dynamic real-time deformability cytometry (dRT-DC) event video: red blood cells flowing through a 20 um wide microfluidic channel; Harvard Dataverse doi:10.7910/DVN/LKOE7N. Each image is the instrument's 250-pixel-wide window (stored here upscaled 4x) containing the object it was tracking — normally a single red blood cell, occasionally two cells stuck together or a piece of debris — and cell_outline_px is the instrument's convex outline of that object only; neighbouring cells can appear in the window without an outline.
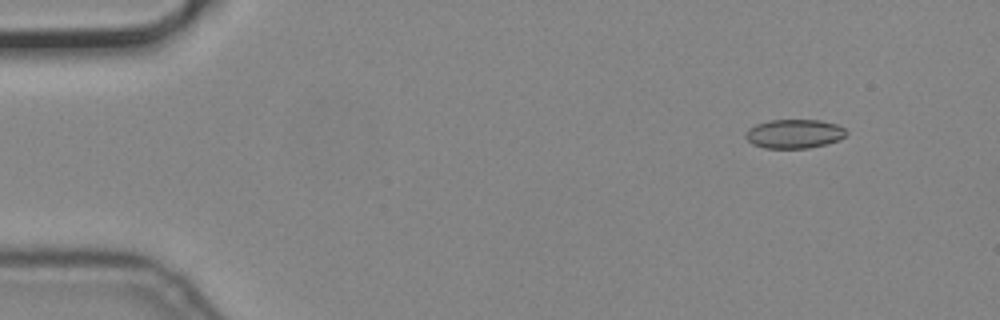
{"species": "common noctule bat (a hibernating species)", "species_latin": "Nyctalus noctula", "temperature_condition": "cold", "stored_images_in_passage": 5, "camera_frame_rate_fps": 3000, "um_per_image_px": 0.085, "animal": {"sex": "male", "body_mass_g": 19.2, "forearm_length_mm": 51.8}, "frame": {"image": 1, "passage_image": 2, "time_ms": 0.333, "image_size_px": [1000, 320], "cell_outline_px": [[848, 132], [840, 140], [808, 148], [764, 148], [752, 144], [744, 136], [748, 128], [756, 124], [768, 120], [820, 120], [836, 124], [844, 128]], "centroid_in_image_um": [67.49, 11.37], "position_along_channel_um": 17.5, "area_um2": 17.05}}
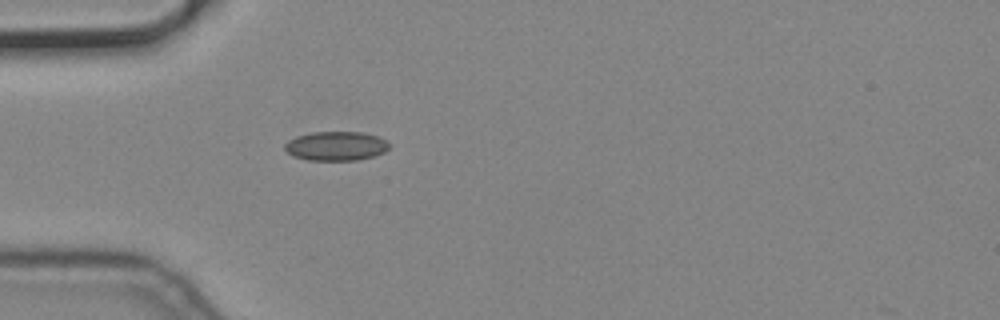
{"frame": {"image": 2, "passage_image": 5, "time_ms": 1.333, "image_size_px": [1000, 320], "cell_outline_px": [[388, 148], [384, 152], [372, 156], [356, 160], [308, 160], [292, 156], [284, 148], [284, 144], [288, 140], [296, 136], [312, 132], [364, 132], [388, 140]], "centroid_in_image_um": [28.54, 12.4], "position_along_channel_um": 56.5, "area_um2": 17.74}}